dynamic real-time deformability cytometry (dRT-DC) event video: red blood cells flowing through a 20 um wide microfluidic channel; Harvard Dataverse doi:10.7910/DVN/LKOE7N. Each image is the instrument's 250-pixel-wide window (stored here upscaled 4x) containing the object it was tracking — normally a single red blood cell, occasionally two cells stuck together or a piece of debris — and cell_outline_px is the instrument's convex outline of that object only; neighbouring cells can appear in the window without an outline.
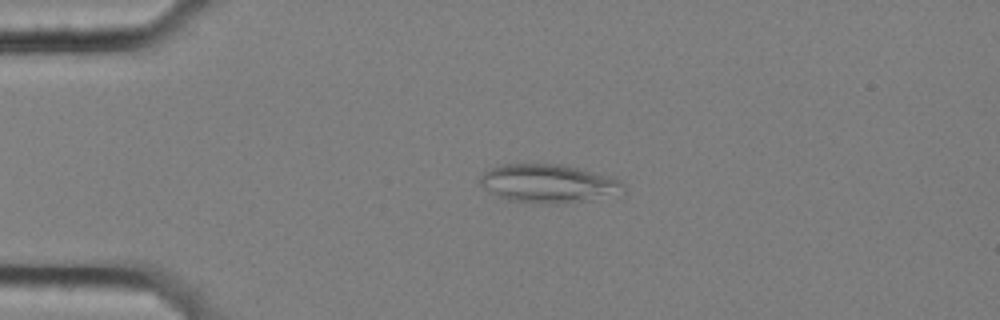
{"species": "common noctule bat (a hibernating species)", "species_latin": "Nyctalus noctula", "temperature_condition": "cold", "stored_images_in_passage": 45, "segment_of_instrument_passage": [1, 2], "camera_frame_rate_fps": 3000, "um_per_image_px": 0.085, "animal": {"sex": "female", "body_mass_g": 25.1}, "frame": {"image": 1, "passage_image": 1, "time_ms": 0.0, "image_size_px": [1000, 320], "cell_outline_px": [[628, 188], [624, 192], [592, 200], [552, 204], [544, 204], [508, 200], [488, 192], [480, 184], [480, 176], [484, 172], [500, 164], [560, 164], [612, 176], [620, 180]], "centroid_in_image_um": [46.64, 15.6], "position_along_channel_um": 38.4, "area_um2": 32.37}}